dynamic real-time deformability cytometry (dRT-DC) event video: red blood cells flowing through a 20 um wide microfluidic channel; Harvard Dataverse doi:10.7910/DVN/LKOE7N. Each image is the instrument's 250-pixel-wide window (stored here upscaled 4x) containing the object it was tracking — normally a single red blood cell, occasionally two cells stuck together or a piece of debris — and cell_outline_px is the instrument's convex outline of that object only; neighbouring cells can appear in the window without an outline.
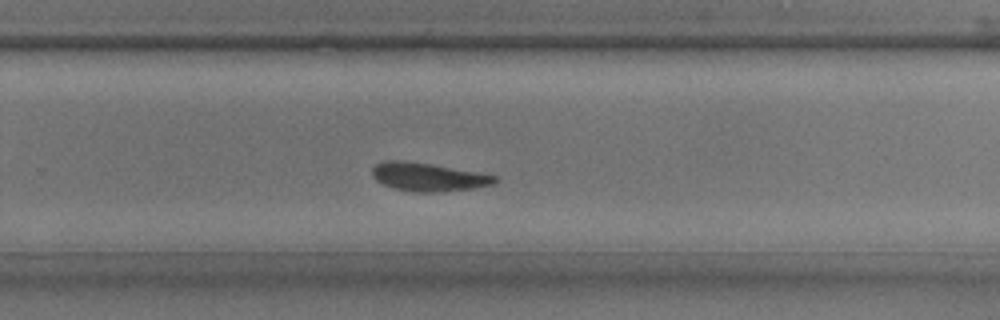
{"species": "common noctule bat (a hibernating species)", "species_latin": "Nyctalus noctula", "temperature_condition": "room temperature", "stored_images_in_passage": 30, "camera_frame_rate_fps": 3000, "um_per_image_px": 0.085, "animal": {"sex": "male", "body_mass_g": 17.9, "forearm_length_mm": 54.2}, "frame": {"image": 1, "passage_image": 18, "time_ms": 5.667, "image_size_px": [1000, 320], "cell_outline_px": [[500, 180], [492, 184], [472, 188], [444, 192], [412, 192], [392, 188], [376, 180], [372, 176], [372, 168], [376, 164], [384, 160], [400, 160], [428, 164], [500, 176]], "centroid_in_image_um": [36.39, 15.05], "position_along_channel_um": 293.4, "area_um2": 20.23}}